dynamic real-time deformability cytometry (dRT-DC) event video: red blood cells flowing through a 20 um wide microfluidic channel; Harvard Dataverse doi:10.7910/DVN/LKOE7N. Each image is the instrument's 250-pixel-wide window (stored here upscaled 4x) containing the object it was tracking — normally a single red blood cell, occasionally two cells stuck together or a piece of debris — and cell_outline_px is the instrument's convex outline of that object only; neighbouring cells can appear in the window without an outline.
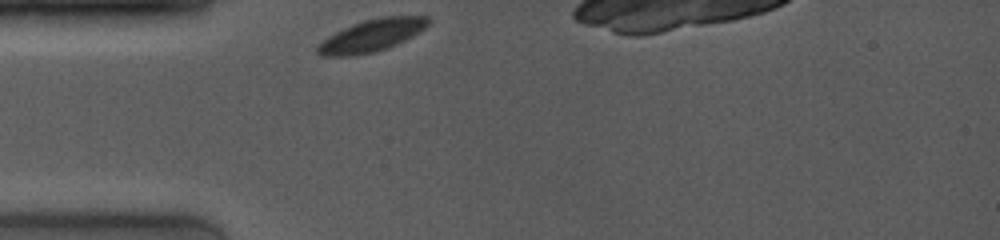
{"species": "common noctule bat (a hibernating species)", "species_latin": "Nyctalus noctula", "temperature_condition": "room temperature", "stored_images_in_passage": 25, "camera_frame_rate_fps": 4000, "um_per_image_px": 0.085, "animal": {"sex": "female", "body_mass_g": 19.0, "forearm_length_mm": 53.3}, "frame": {"image": 1, "passage_image": 1, "time_ms": 0.0, "image_size_px": [1000, 240], "cell_outline_px": [[432, 20], [424, 28], [396, 44], [372, 52], [352, 56], [320, 56], [316, 52], [316, 44], [328, 36], [352, 24], [364, 20], [384, 16], [428, 16]], "centroid_in_image_um": [31.53, 3.01], "position_along_channel_um": 53.5, "area_um2": 20.52}}
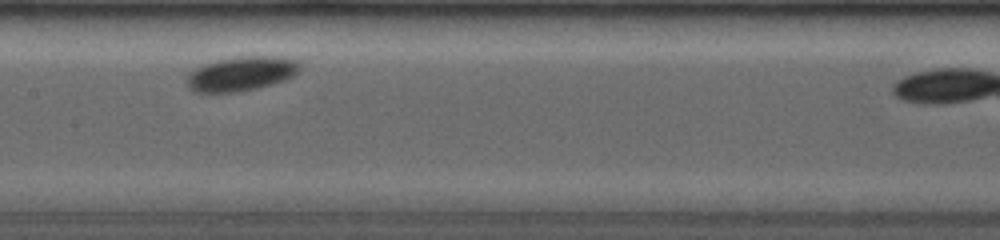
{"frame": {"image": 2, "passage_image": 15, "time_ms": 3.75, "image_size_px": [1000, 240], "cell_outline_px": [[300, 72], [284, 80], [272, 84], [256, 88], [236, 92], [192, 92], [188, 88], [184, 80], [188, 72], [204, 64], [216, 60], [236, 56], [280, 56], [300, 60]], "centroid_in_image_um": [20.49, 6.25], "position_along_channel_um": 186.9, "area_um2": 23.12}}
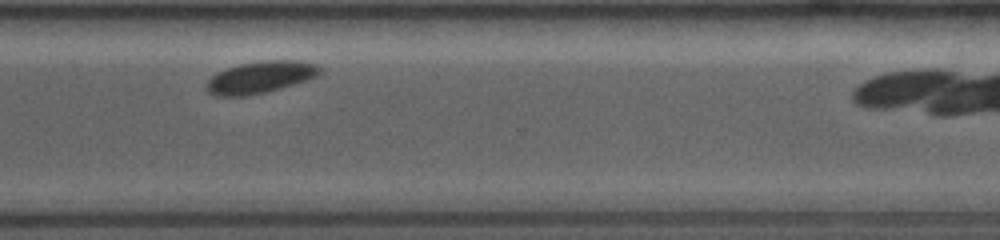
{"frame": {"image": 3, "passage_image": 23, "time_ms": 8.0, "image_size_px": [1000, 240], "cell_outline_px": [[320, 72], [316, 76], [308, 80], [280, 88], [248, 96], [216, 96], [208, 92], [204, 88], [208, 80], [216, 72], [240, 64], [264, 60], [300, 60], [316, 64], [320, 68]], "centroid_in_image_um": [22.1, 6.56], "position_along_channel_um": 348.5, "area_um2": 21.1}, "authors_computed_cell_mechanics": {"area_um2": 21.2704, "velocity_mm_per_s": 3.7709, "shape_relaxation_time_tau1_ms": 2.9738, "shape_relaxation_time_tau2_ms": null, "deformation_change_tau1": 0.1264, "deformation_change_tau2": null}}